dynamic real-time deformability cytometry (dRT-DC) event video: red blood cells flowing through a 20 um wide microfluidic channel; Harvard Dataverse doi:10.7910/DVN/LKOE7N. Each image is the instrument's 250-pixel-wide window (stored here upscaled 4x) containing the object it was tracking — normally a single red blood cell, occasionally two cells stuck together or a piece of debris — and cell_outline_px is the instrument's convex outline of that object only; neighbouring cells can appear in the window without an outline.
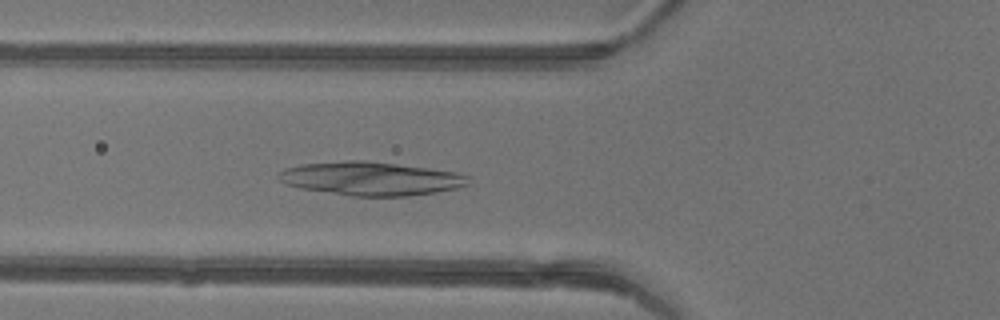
{"species": "common noctule bat (a hibernating species)", "species_latin": "Nyctalus noctula", "temperature_condition": "warm", "stored_images_in_passage": 47, "camera_frame_rate_fps": 3000, "um_per_image_px": 0.085, "animal": {"sex": "female"}, "frame": {"image": 1, "passage_image": 18, "time_ms": 5.667, "image_size_px": [1000, 320], "cell_outline_px": [[468, 184], [456, 188], [436, 192], [408, 196], [352, 196], [300, 188], [284, 184], [276, 176], [284, 168], [304, 164], [348, 160], [360, 160], [396, 164], [428, 168], [456, 172], [468, 176]], "centroid_in_image_um": [31.49, 15.18], "position_along_channel_um": 94.3, "area_um2": 36.88}}
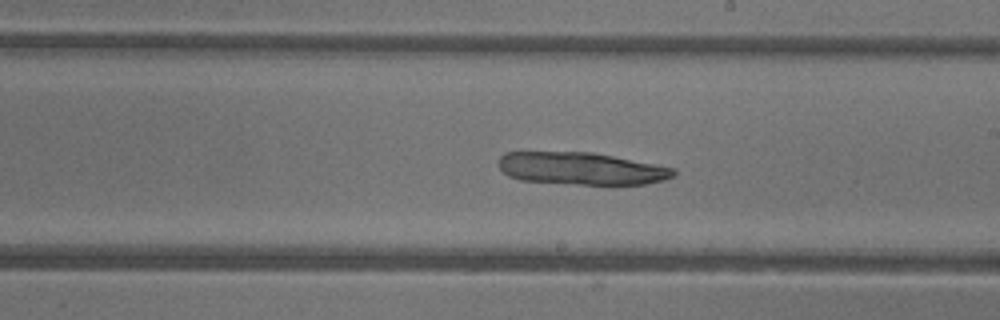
{"frame": {"image": 2, "passage_image": 28, "time_ms": 9.0, "image_size_px": [1000, 320], "cell_outline_px": [[676, 172], [672, 176], [664, 180], [644, 184], [612, 188], [520, 180], [508, 176], [496, 164], [496, 160], [504, 152], [592, 152], [676, 168]], "centroid_in_image_um": [49.42, 14.37], "position_along_channel_um": 239.6, "area_um2": 34.33}}
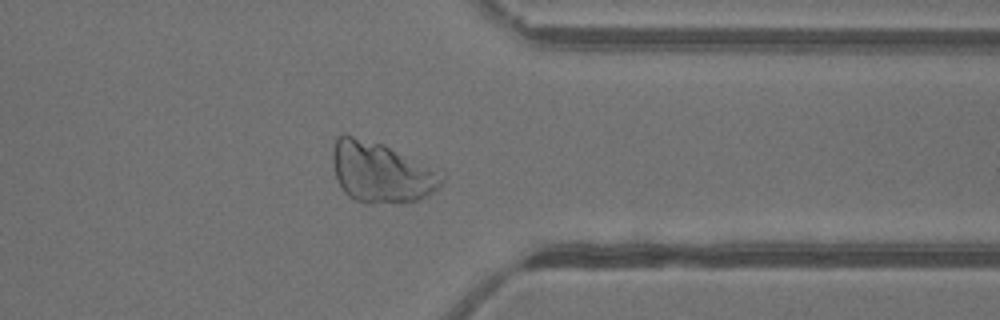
{"frame": {"image": 3, "passage_image": 38, "time_ms": 12.333, "image_size_px": [1000, 320], "cell_outline_px": [[444, 180], [428, 196], [416, 200], [368, 204], [364, 204], [348, 196], [344, 192], [336, 180], [332, 164], [332, 148], [336, 136], [344, 132], [384, 144], [444, 176]], "centroid_in_image_um": [32.26, 14.62], "position_along_channel_um": 379.1, "area_um2": 38.21}}